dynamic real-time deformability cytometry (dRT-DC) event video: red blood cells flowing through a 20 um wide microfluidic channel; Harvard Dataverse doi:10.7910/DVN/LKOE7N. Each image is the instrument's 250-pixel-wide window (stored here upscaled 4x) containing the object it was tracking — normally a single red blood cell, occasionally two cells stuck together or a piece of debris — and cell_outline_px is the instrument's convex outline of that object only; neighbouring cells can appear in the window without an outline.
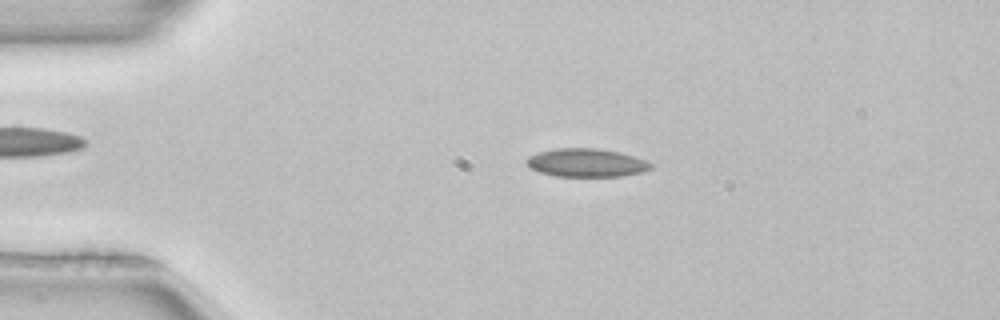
{"species": "common noctule bat (a hibernating species)", "species_latin": "Nyctalus noctula", "temperature_condition": "room temperature", "stored_images_in_passage": 51, "camera_frame_rate_fps": 3000, "um_per_image_px": 0.085, "animal": {"sex": "female", "body_mass_g": 22.7, "forearm_length_mm": 54.2}, "frame": {"image": 1, "passage_image": 10, "time_ms": 3.0, "image_size_px": [1000, 320], "cell_outline_px": [[656, 164], [652, 168], [644, 172], [624, 176], [556, 176], [540, 172], [532, 168], [524, 160], [528, 156], [536, 152], [556, 148], [600, 148], [620, 152], [636, 156], [648, 160]], "centroid_in_image_um": [49.92, 13.82], "position_along_channel_um": 35.1, "area_um2": 20.92}}
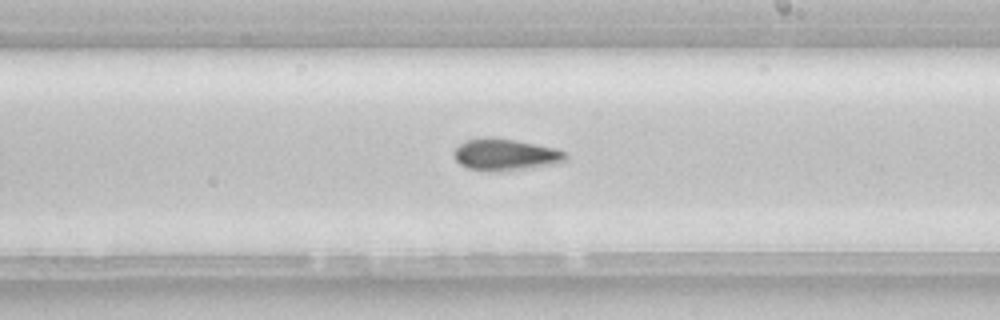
{"frame": {"image": 2, "passage_image": 29, "time_ms": 9.333, "image_size_px": [1000, 320], "cell_outline_px": [[568, 156], [564, 160], [556, 164], [524, 168], [468, 168], [460, 164], [456, 160], [452, 152], [464, 140], [488, 136], [516, 140], [556, 148], [568, 152]], "centroid_in_image_um": [42.98, 13.07], "position_along_channel_um": 246.0, "area_um2": 19.94}, "authors_computed_cell_mechanics": {"area_um2": 20.3456, "velocity_mm_per_s": 3.9674, "shape_relaxation_time_tau1_ms": 7.8226, "shape_relaxation_time_tau2_ms": 4.4257, "deformation_change_tau1": 0.1236, "deformation_change_tau2": 0.1098}}